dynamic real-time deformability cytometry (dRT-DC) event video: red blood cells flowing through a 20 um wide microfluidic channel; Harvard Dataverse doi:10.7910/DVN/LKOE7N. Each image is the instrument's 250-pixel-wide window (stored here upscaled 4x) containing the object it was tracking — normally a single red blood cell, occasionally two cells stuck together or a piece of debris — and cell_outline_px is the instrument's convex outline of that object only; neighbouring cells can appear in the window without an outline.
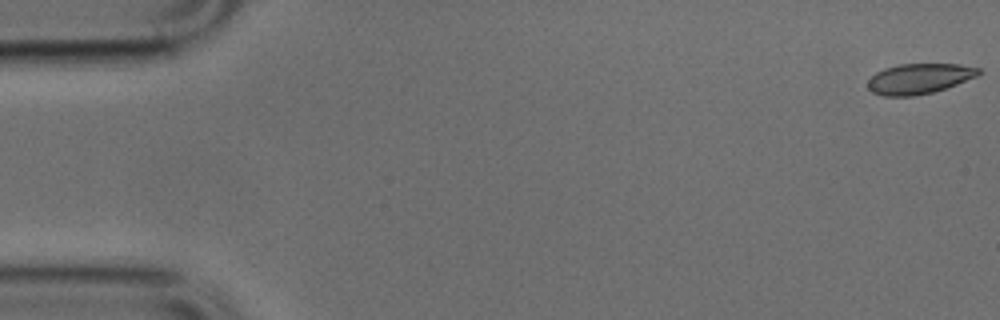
{"species": "common noctule bat (a hibernating species)", "species_latin": "Nyctalus noctula", "temperature_condition": "cold", "stored_images_in_passage": 51, "camera_frame_rate_fps": 3000, "um_per_image_px": 0.085, "animal": {"sex": "male", "body_mass_g": 17.9, "forearm_length_mm": 54.2}, "frame": {"image": 1, "passage_image": 1, "time_ms": 0.0, "image_size_px": [1000, 320], "cell_outline_px": [[980, 72], [976, 76], [956, 84], [932, 92], [912, 96], [884, 96], [872, 92], [868, 88], [868, 80], [876, 72], [884, 68], [900, 64], [960, 64], [980, 68]], "centroid_in_image_um": [78.1, 6.68], "position_along_channel_um": 6.9, "area_um2": 19.36}}
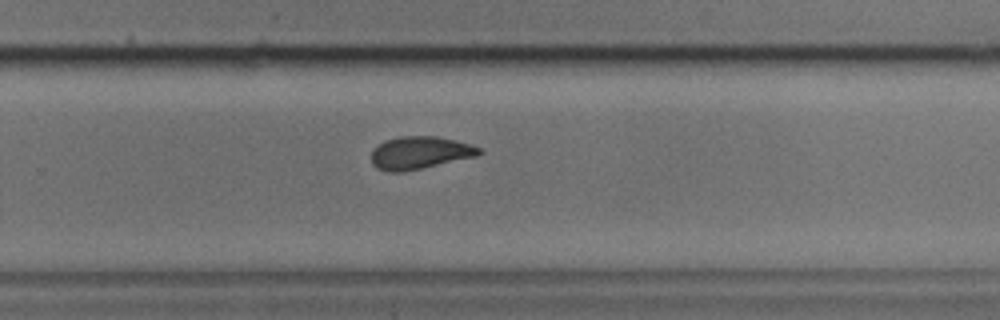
{"frame": {"image": 2, "passage_image": 33, "time_ms": 10.667, "image_size_px": [1000, 320], "cell_outline_px": [[484, 152], [476, 156], [420, 168], [400, 172], [388, 172], [376, 168], [372, 164], [372, 152], [384, 140], [400, 136], [436, 136], [456, 140], [480, 148]], "centroid_in_image_um": [35.67, 12.98], "position_along_channel_um": 294.1, "area_um2": 20.23}}
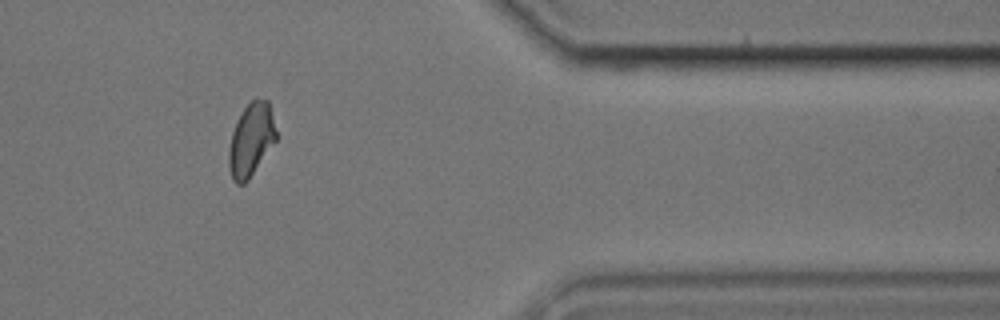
{"frame": {"image": 3, "passage_image": 42, "time_ms": 13.667, "image_size_px": [1000, 320], "cell_outline_px": [[276, 140], [248, 180], [244, 184], [236, 184], [232, 180], [228, 168], [228, 152], [232, 132], [244, 108], [256, 96], [268, 100], [276, 132]], "centroid_in_image_um": [21.32, 11.9], "position_along_channel_um": 390.1, "area_um2": 20.0}}